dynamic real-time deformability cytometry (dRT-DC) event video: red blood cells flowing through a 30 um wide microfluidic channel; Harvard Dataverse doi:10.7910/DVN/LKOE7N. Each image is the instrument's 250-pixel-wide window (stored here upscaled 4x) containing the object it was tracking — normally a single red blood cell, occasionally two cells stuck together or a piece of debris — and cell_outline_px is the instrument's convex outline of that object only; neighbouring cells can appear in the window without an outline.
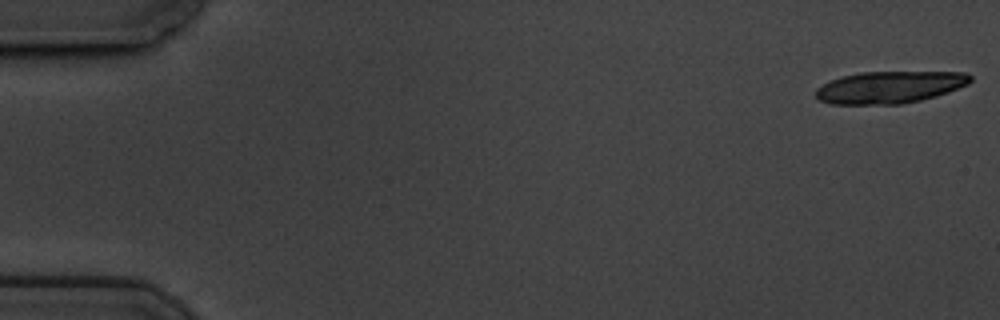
{"species": "common noctule bat (a hibernating species)", "species_latin": "Nyctalus noctula", "temperature_condition": "cold", "stored_images_in_passage": 20, "camera_frame_rate_fps": 3000, "um_per_image_px": 0.085, "animal": {"sex": "male", "body_mass_g": 19.5, "forearm_length_mm": 54.6}, "frame": {"image": 1, "passage_image": 1, "time_ms": 0.0, "image_size_px": [1000, 320], "cell_outline_px": [[972, 80], [968, 84], [948, 92], [936, 96], [920, 100], [900, 104], [832, 104], [820, 100], [816, 96], [816, 88], [832, 80], [844, 76], [860, 72], [968, 72], [972, 76]], "centroid_in_image_um": [75.66, 7.41], "position_along_channel_um": 9.3, "area_um2": 28.73}}